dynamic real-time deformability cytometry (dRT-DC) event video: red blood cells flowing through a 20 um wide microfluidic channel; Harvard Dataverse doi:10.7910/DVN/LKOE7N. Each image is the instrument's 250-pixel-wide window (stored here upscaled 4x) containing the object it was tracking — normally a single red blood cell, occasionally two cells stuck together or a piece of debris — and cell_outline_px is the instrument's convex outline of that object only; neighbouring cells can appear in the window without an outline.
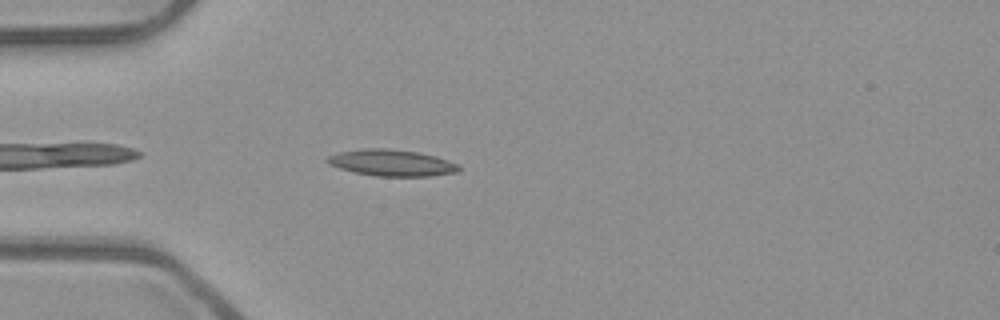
{"species": "common noctule bat (a hibernating species)", "species_latin": "Nyctalus noctula", "temperature_condition": "room temperature", "stored_images_in_passage": 21, "camera_frame_rate_fps": 3000, "um_per_image_px": 0.085, "animal": {"sex": "male", "body_mass_g": 23.1, "forearm_length_mm": 52.7}, "frame": {"image": 1, "passage_image": 4, "time_ms": 1.0, "image_size_px": [1000, 320], "cell_outline_px": [[460, 168], [456, 172], [428, 176], [376, 176], [356, 172], [340, 168], [328, 164], [324, 160], [328, 156], [340, 152], [364, 148], [388, 148], [420, 152], [436, 156], [448, 160], [456, 164]], "centroid_in_image_um": [33.27, 13.83], "position_along_channel_um": 51.7, "area_um2": 20.17}}
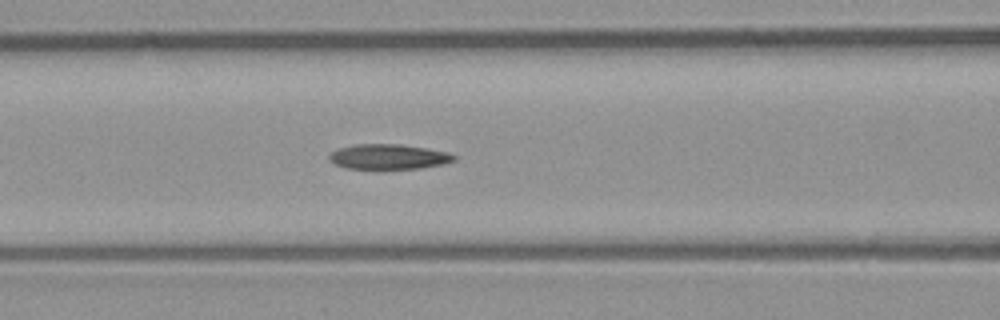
{"frame": {"image": 2, "passage_image": 11, "time_ms": 3.333, "image_size_px": [1000, 320], "cell_outline_px": [[456, 160], [440, 164], [420, 168], [348, 168], [336, 164], [328, 156], [332, 152], [340, 148], [356, 144], [400, 144], [428, 148], [448, 152], [456, 156]], "centroid_in_image_um": [33.07, 13.3], "position_along_channel_um": 133.5, "area_um2": 17.86}}
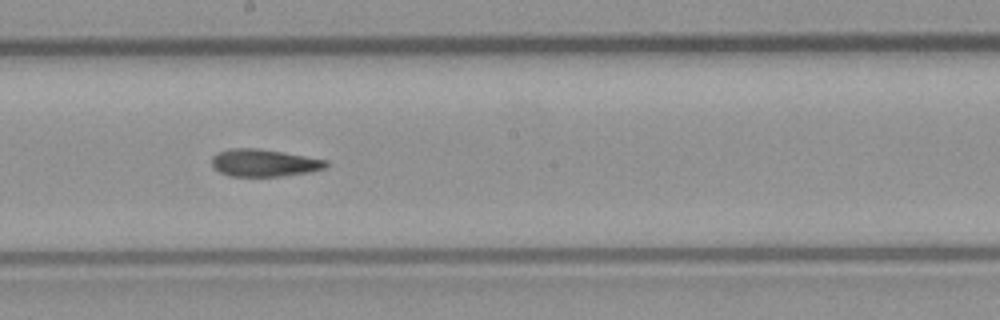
{"frame": {"image": 3, "passage_image": 18, "time_ms": 5.667, "image_size_px": [1000, 320], "cell_outline_px": [[328, 164], [324, 168], [308, 172], [280, 176], [228, 176], [220, 172], [212, 164], [212, 156], [216, 152], [228, 148], [256, 148], [328, 160]], "centroid_in_image_um": [22.4, 13.84], "position_along_channel_um": 225.8, "area_um2": 18.03}}